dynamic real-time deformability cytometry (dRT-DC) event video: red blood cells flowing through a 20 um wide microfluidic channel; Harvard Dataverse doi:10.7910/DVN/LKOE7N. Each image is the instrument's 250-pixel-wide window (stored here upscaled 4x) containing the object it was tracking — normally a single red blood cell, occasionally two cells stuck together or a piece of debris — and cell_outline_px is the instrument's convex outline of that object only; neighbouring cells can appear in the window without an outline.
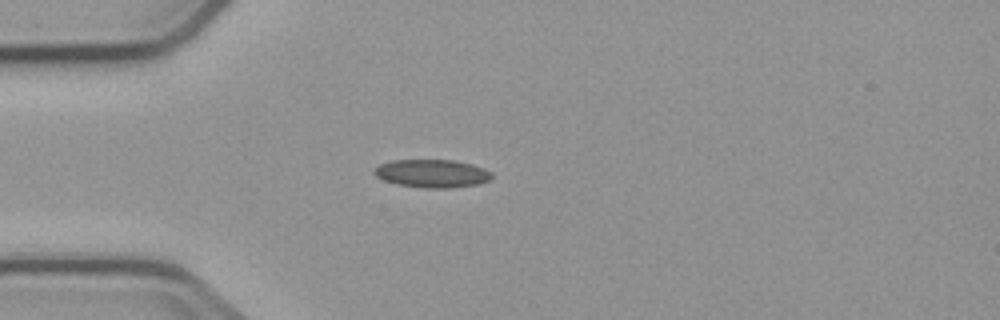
{"species": "common noctule bat (a hibernating species)", "species_latin": "Nyctalus noctula", "temperature_condition": "cold", "stored_images_in_passage": 3, "camera_frame_rate_fps": 3000, "um_per_image_px": 0.085, "animal": {"sex": "male", "body_mass_g": 23.1, "forearm_length_mm": 52.7}, "frame": {"image": 1, "passage_image": 3, "time_ms": 3.0, "image_size_px": [1000, 320], "cell_outline_px": [[492, 176], [488, 180], [480, 184], [452, 188], [424, 188], [396, 184], [384, 180], [376, 176], [372, 172], [380, 164], [392, 160], [452, 160], [472, 164], [484, 168], [492, 172]], "centroid_in_image_um": [36.74, 14.75], "position_along_channel_um": 48.3, "area_um2": 19.31}}